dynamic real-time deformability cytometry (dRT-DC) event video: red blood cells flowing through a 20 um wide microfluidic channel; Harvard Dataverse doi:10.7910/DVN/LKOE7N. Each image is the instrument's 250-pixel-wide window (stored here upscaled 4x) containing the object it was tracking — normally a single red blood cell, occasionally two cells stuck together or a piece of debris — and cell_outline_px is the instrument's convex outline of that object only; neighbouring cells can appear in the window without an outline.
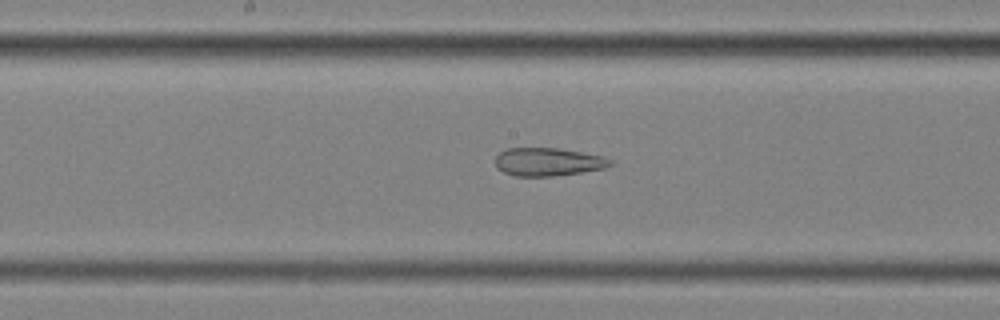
{"species": "common noctule bat (a hibernating species)", "species_latin": "Nyctalus noctula", "temperature_condition": "cold", "stored_images_in_passage": 58, "segment_of_instrument_passage": [2, 2], "camera_frame_rate_fps": 3000, "um_per_image_px": 0.085, "animal": {"sex": "female", "body_mass_g": 25.1}, "frame": {"image": 1, "passage_image": 31, "time_ms": 10.0, "image_size_px": [1000, 320], "cell_outline_px": [[612, 164], [604, 168], [580, 172], [552, 176], [516, 176], [504, 172], [496, 168], [496, 156], [500, 152], [508, 148], [560, 148], [604, 156], [612, 160]], "centroid_in_image_um": [46.58, 13.75], "position_along_channel_um": 201.6, "area_um2": 18.79}}
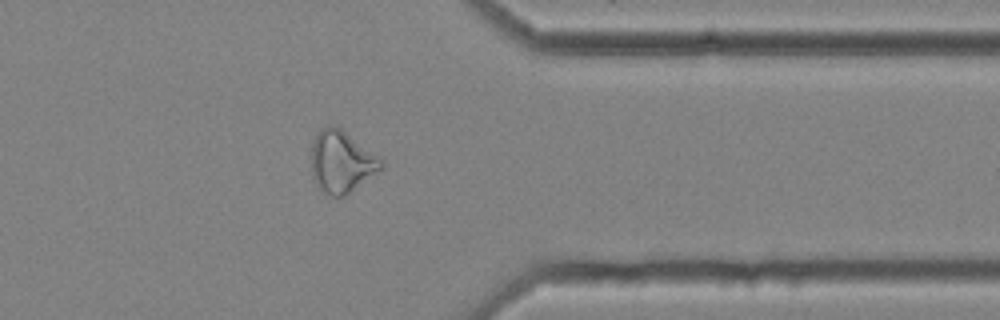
{"frame": {"image": 2, "passage_image": 47, "time_ms": 15.333, "image_size_px": [1000, 320], "cell_outline_px": [[384, 168], [344, 196], [332, 196], [320, 192], [312, 176], [312, 140], [320, 128], [328, 124], [332, 124], [340, 128], [380, 156], [384, 160]], "centroid_in_image_um": [29.03, 13.74], "position_along_channel_um": 382.4, "area_um2": 25.55}}
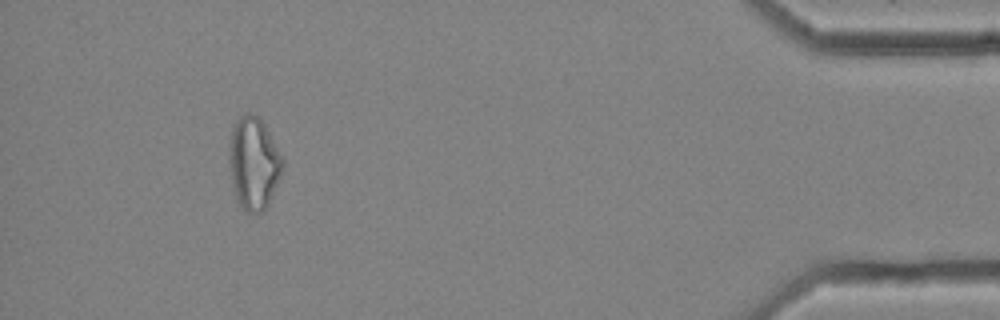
{"frame": {"image": 3, "passage_image": 54, "time_ms": 17.667, "image_size_px": [1000, 320], "cell_outline_px": [[284, 164], [280, 176], [268, 204], [260, 212], [244, 212], [236, 200], [232, 184], [228, 160], [228, 156], [232, 124], [240, 116], [248, 112], [256, 116], [264, 124], [284, 160]], "centroid_in_image_um": [21.53, 13.87], "position_along_channel_um": 413.7, "area_um2": 28.73}}